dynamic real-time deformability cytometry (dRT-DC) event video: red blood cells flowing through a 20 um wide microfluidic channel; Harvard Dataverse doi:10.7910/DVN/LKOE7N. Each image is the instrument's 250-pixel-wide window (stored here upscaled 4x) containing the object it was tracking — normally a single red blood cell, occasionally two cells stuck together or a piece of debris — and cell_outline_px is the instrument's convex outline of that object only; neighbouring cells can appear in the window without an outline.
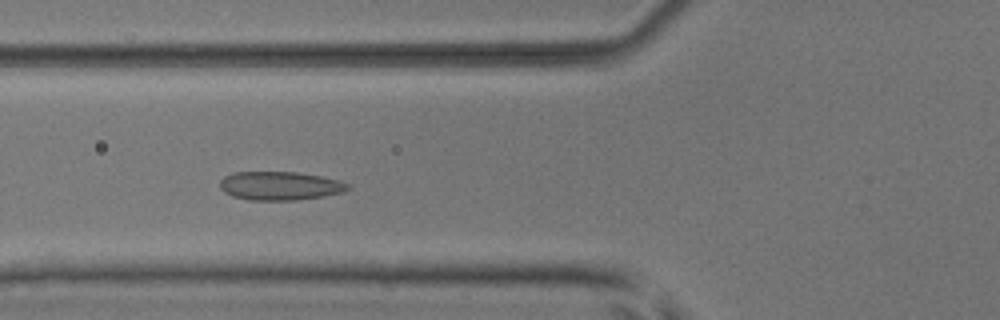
{"species": "common noctule bat (a hibernating species)", "species_latin": "Nyctalus noctula", "temperature_condition": "room temperature", "stored_images_in_passage": 39, "camera_frame_rate_fps": 3000, "um_per_image_px": 0.085, "animal": {"sex": "male", "body_mass_g": 17.9, "forearm_length_mm": 54.2}, "frame": {"image": 1, "passage_image": 7, "time_ms": 2.0, "image_size_px": [1000, 320], "cell_outline_px": [[352, 188], [344, 192], [324, 196], [296, 200], [248, 200], [232, 196], [224, 192], [220, 188], [220, 180], [224, 176], [232, 172], [296, 172], [320, 176], [340, 180], [348, 184]], "centroid_in_image_um": [23.8, 15.79], "position_along_channel_um": 102.0, "area_um2": 21.5}}
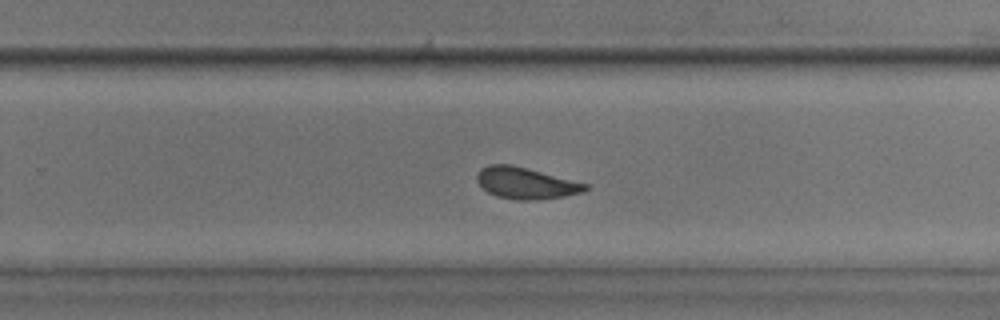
{"frame": {"image": 2, "passage_image": 21, "time_ms": 6.667, "image_size_px": [1000, 320], "cell_outline_px": [[588, 188], [584, 192], [564, 196], [536, 200], [516, 200], [496, 196], [488, 192], [476, 180], [476, 176], [480, 168], [488, 164], [512, 164], [528, 168], [588, 184]], "centroid_in_image_um": [44.68, 15.56], "position_along_channel_um": 285.1, "area_um2": 19.94}}
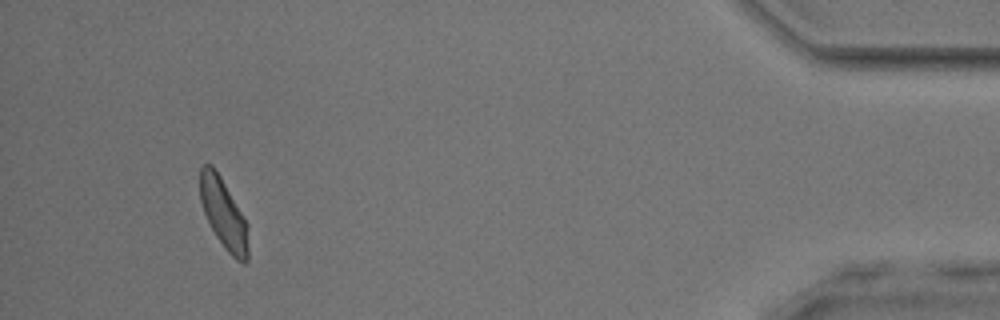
{"frame": {"image": 3, "passage_image": 36, "time_ms": 11.667, "image_size_px": [1000, 320], "cell_outline_px": [[248, 260], [244, 264], [236, 260], [228, 252], [216, 236], [204, 212], [200, 200], [200, 164], [212, 164], [220, 176], [240, 212], [244, 220], [248, 248]], "centroid_in_image_um": [18.96, 18.15], "position_along_channel_um": 416.2, "area_um2": 18.96}, "authors_computed_cell_mechanics": {"area_um2": 20.1722, "velocity_mm_per_s": 3.9321, "shape_relaxation_time_tau1_ms": 3.6489, "shape_relaxation_time_tau2_ms": 1.4259, "deformation_change_tau1": 0.0996, "deformation_change_tau2": 0.082}}